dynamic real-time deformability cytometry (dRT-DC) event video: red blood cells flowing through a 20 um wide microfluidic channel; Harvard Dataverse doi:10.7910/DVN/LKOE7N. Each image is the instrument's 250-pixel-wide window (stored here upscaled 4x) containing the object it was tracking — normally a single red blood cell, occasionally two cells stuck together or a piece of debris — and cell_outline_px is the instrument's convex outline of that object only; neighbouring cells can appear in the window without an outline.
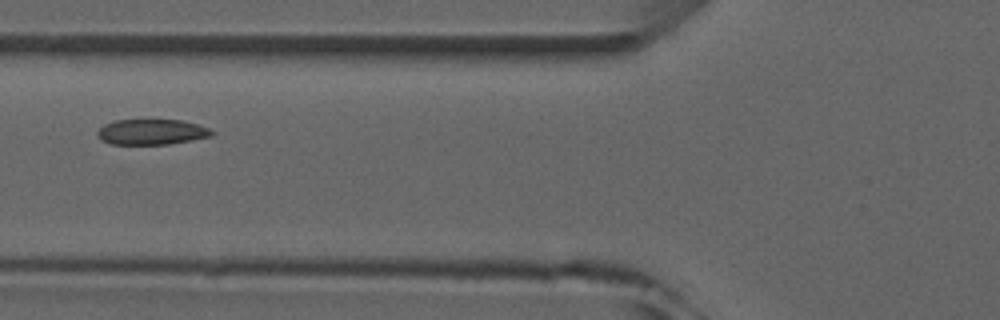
{"species": "common noctule bat (a hibernating species)", "species_latin": "Nyctalus noctula", "temperature_condition": "room temperature", "stored_images_in_passage": 5, "camera_frame_rate_fps": 3000, "um_per_image_px": 0.085, "animal": {"sex": "male", "forearm_length_mm": 52.5}, "frame": {"image": 1, "passage_image": 5, "time_ms": 4.333, "image_size_px": [1000, 320], "cell_outline_px": [[216, 132], [212, 136], [192, 140], [168, 144], [112, 144], [100, 140], [96, 136], [96, 132], [104, 124], [116, 120], [184, 120], [208, 128]], "centroid_in_image_um": [12.88, 11.22], "position_along_channel_um": 112.9, "area_um2": 17.05}}